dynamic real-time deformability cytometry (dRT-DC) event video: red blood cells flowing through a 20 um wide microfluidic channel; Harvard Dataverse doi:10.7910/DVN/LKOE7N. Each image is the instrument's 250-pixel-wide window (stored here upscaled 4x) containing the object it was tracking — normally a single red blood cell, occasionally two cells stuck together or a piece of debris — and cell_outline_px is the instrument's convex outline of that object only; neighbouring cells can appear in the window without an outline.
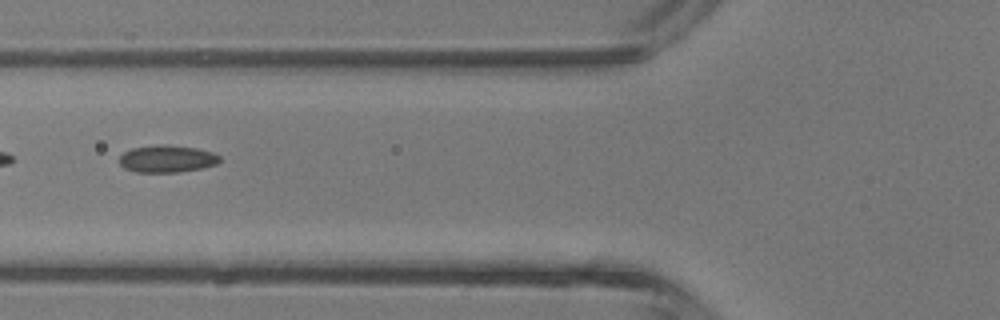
{"species": "common noctule bat (a hibernating species)", "species_latin": "Nyctalus noctula", "temperature_condition": "room temperature", "stored_images_in_passage": 5, "camera_frame_rate_fps": 3000, "um_per_image_px": 0.085, "animal": {"sex": "male", "body_mass_g": 13.3}, "frame": {"image": 1, "passage_image": 5, "time_ms": 4.667, "image_size_px": [1000, 320], "cell_outline_px": [[220, 160], [216, 164], [204, 168], [176, 172], [136, 172], [124, 168], [120, 164], [120, 156], [124, 152], [132, 148], [160, 144], [168, 144], [196, 148], [212, 152], [220, 156]], "centroid_in_image_um": [14.2, 13.49], "position_along_channel_um": 111.6, "area_um2": 15.95}}